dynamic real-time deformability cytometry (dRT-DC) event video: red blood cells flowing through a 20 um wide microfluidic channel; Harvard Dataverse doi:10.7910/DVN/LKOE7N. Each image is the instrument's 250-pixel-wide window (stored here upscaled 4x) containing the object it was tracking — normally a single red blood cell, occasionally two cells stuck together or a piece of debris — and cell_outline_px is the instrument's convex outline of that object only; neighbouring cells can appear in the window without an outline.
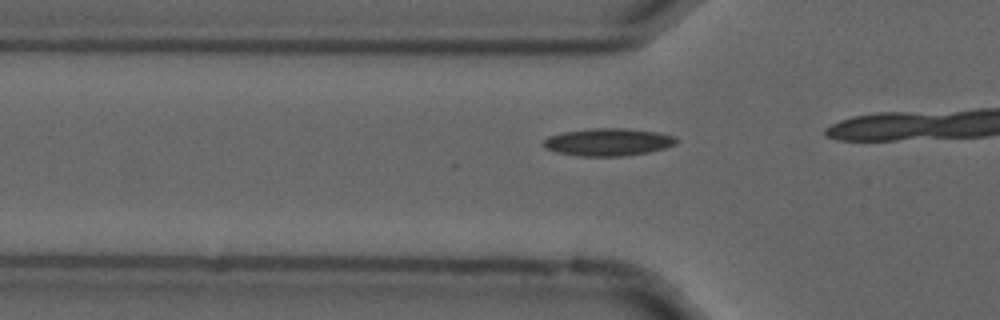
{"species": "common noctule bat (a hibernating species)", "species_latin": "Nyctalus noctula", "temperature_condition": "cold", "stored_images_in_passage": 12, "camera_frame_rate_fps": 3000, "um_per_image_px": 0.085, "animal": {"sex": "male", "forearm_length_mm": 52.5}, "frame": {"image": 1, "passage_image": 9, "time_ms": 2.667, "image_size_px": [1000, 320], "cell_outline_px": [[676, 144], [652, 152], [624, 156], [580, 156], [556, 152], [544, 148], [540, 144], [548, 136], [564, 132], [592, 128], [624, 128], [656, 132], [676, 136]], "centroid_in_image_um": [51.67, 12.08], "position_along_channel_um": 74.1, "area_um2": 21.44}}